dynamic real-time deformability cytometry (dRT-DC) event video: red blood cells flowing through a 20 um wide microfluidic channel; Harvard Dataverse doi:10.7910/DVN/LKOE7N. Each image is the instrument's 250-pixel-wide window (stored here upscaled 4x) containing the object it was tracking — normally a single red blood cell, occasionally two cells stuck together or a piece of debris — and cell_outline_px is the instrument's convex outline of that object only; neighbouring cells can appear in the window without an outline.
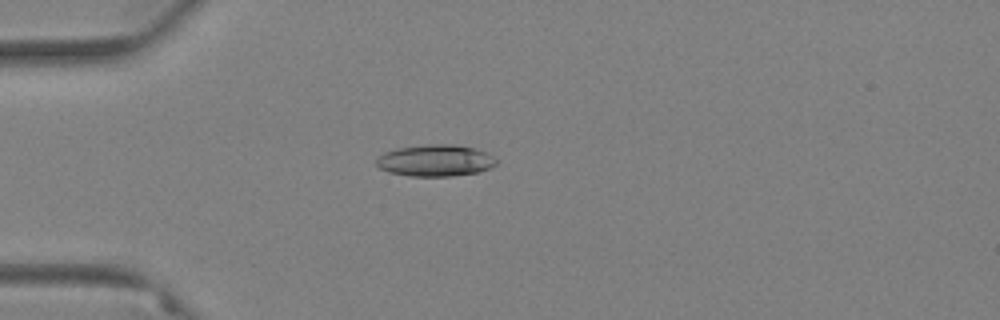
{"species": "Egyptian fruit bat (a non-hibernating species)", "species_latin": "Rousettus aegyptiacus", "temperature_condition": "warm", "stored_images_in_passage": 40, "camera_frame_rate_fps": 3000, "um_per_image_px": 0.085, "animal": {"sex": "female"}, "frame": {"image": 1, "passage_image": 5, "time_ms": 1.333, "image_size_px": [1000, 320], "cell_outline_px": [[500, 160], [492, 168], [476, 172], [452, 176], [408, 176], [388, 172], [380, 168], [376, 164], [376, 160], [384, 152], [396, 148], [428, 144], [452, 144], [472, 148], [488, 152]], "centroid_in_image_um": [37.04, 13.64], "position_along_channel_um": 48.0, "area_um2": 22.31}}
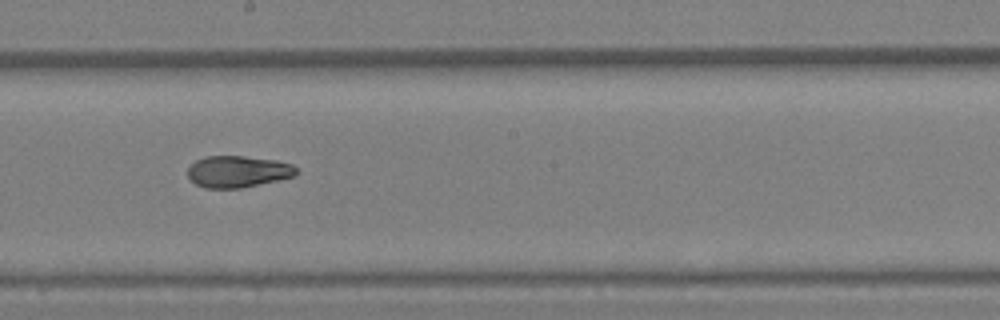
{"frame": {"image": 2, "passage_image": 22, "time_ms": 7.0, "image_size_px": [1000, 320], "cell_outline_px": [[300, 172], [292, 176], [276, 180], [240, 188], [204, 188], [196, 184], [188, 176], [188, 168], [196, 160], [204, 156], [244, 156], [276, 160], [292, 164]], "centroid_in_image_um": [20.2, 14.57], "position_along_channel_um": 228.0, "area_um2": 19.88}}
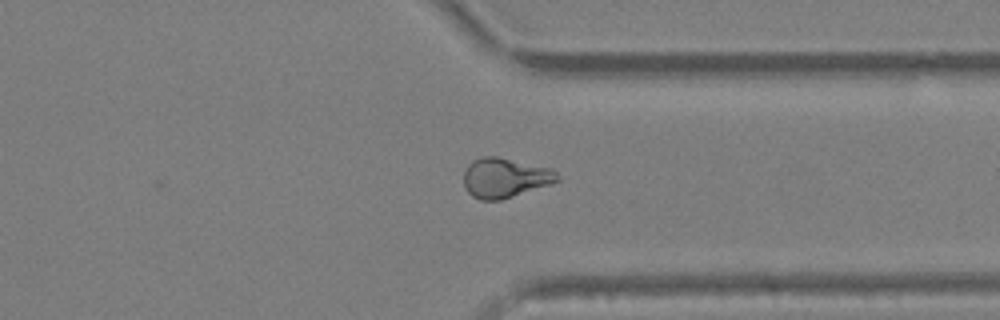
{"frame": {"image": 3, "passage_image": 34, "time_ms": 11.0, "image_size_px": [1000, 320], "cell_outline_px": [[560, 180], [552, 184], [500, 200], [480, 200], [472, 196], [464, 188], [464, 172], [468, 164], [472, 160], [480, 156], [496, 156], [552, 168], [556, 172]], "centroid_in_image_um": [42.91, 15.11], "position_along_channel_um": 368.5, "area_um2": 21.85}, "authors_computed_cell_mechanics": {"area_um2": 20.7213, "velocity_mm_per_s": 3.5192, "shape_relaxation_time_tau1_ms": null, "shape_relaxation_time_tau2_ms": 2.3861, "deformation_change_tau1": null, "deformation_change_tau2": 0.0741}}